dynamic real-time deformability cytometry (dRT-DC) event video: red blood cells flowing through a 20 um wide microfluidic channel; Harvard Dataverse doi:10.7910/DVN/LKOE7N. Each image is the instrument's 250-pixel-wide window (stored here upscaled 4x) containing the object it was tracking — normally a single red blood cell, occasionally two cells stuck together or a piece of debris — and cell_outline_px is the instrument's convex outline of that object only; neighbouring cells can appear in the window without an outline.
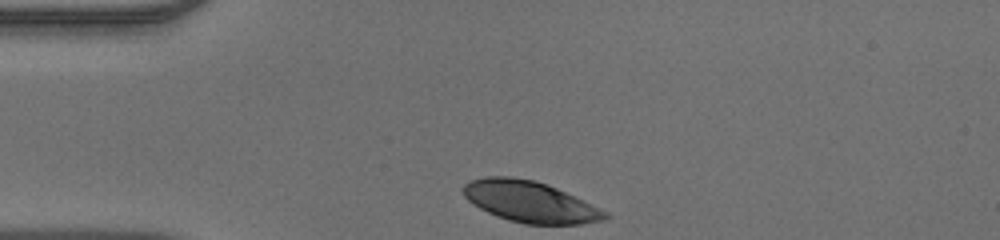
{"species": "human", "species_latin": "Homo sapiens", "temperature_condition": "warm", "stored_images_in_passage": 30, "camera_frame_rate_fps": 3000, "um_per_image_px": 0.085, "donor": {"sex": "male"}, "frame": {"image": 1, "passage_image": 1, "time_ms": 0.0, "image_size_px": [1000, 240], "cell_outline_px": [[612, 216], [608, 220], [580, 224], [524, 224], [508, 220], [488, 212], [472, 204], [464, 196], [464, 184], [472, 180], [484, 176], [512, 176], [532, 180], [548, 184], [584, 200], [608, 212]], "centroid_in_image_um": [45.1, 17.15], "position_along_channel_um": 39.9, "area_um2": 34.16}}
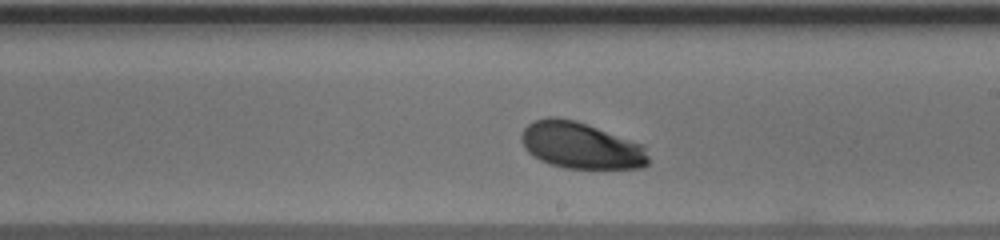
{"frame": {"image": 2, "passage_image": 18, "time_ms": 5.667, "image_size_px": [1000, 240], "cell_outline_px": [[648, 164], [640, 168], [564, 168], [548, 164], [532, 156], [524, 148], [520, 140], [520, 136], [524, 128], [532, 120], [548, 116], [556, 116], [576, 120], [640, 144], [644, 148], [648, 156]], "centroid_in_image_um": [49.28, 12.36], "position_along_channel_um": 239.7, "area_um2": 34.45}}
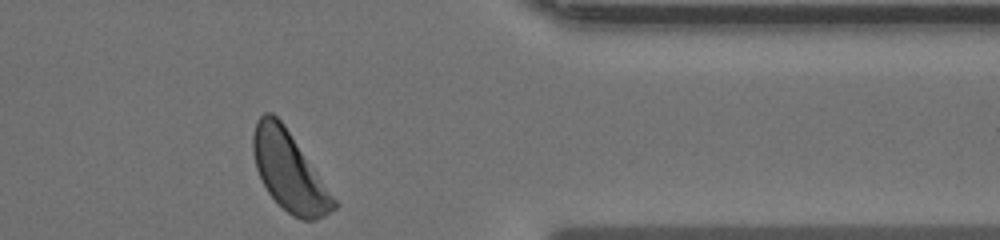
{"frame": {"image": 3, "passage_image": 30, "time_ms": 9.667, "image_size_px": [1000, 240], "cell_outline_px": [[340, 204], [336, 208], [324, 216], [316, 220], [304, 220], [292, 216], [268, 192], [256, 168], [252, 152], [252, 136], [256, 120], [264, 112], [272, 112], [284, 124]], "centroid_in_image_um": [24.59, 14.55], "position_along_channel_um": 386.8, "area_um2": 37.05}}